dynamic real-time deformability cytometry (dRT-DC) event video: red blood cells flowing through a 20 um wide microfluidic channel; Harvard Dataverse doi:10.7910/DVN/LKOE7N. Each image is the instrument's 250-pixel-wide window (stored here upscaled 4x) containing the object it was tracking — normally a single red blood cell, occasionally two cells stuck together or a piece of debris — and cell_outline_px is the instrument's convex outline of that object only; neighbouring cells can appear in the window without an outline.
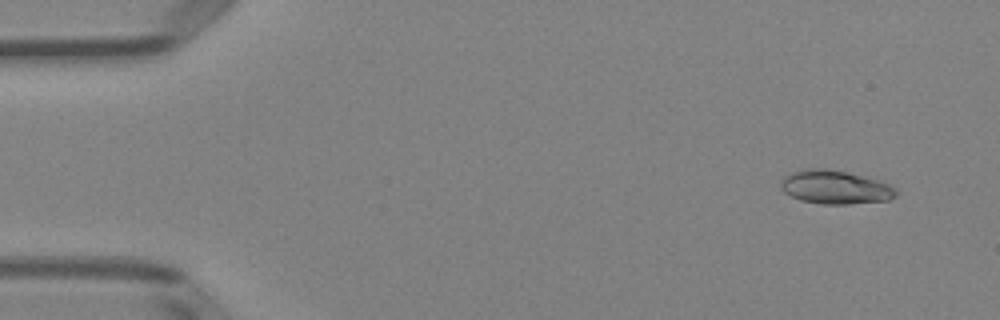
{"species": "Egyptian fruit bat (a non-hibernating species)", "species_latin": "Rousettus aegyptiacus", "temperature_condition": "room temperature", "stored_images_in_passage": 5, "camera_frame_rate_fps": 3000, "um_per_image_px": 0.085, "animal": {"sex": "female"}, "frame": {"image": 1, "passage_image": 1, "time_ms": 0.0, "image_size_px": [1000, 320], "cell_outline_px": [[896, 196], [888, 200], [848, 204], [824, 204], [800, 200], [784, 192], [780, 188], [780, 180], [784, 176], [792, 172], [808, 168], [824, 168], [848, 172], [880, 180], [892, 184], [896, 188]], "centroid_in_image_um": [71.0, 15.9], "position_along_channel_um": 14.0, "area_um2": 22.77}}
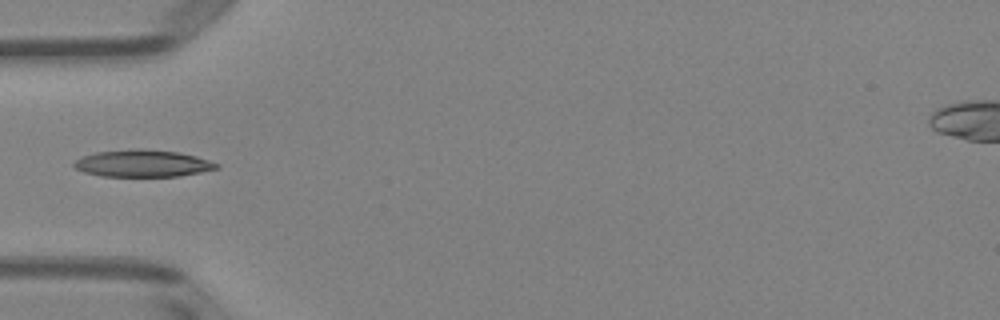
{"frame": {"image": 2, "passage_image": 4, "time_ms": 4.333, "image_size_px": [1000, 320], "cell_outline_px": [[220, 168], [180, 176], [100, 176], [84, 172], [76, 168], [72, 164], [80, 156], [96, 152], [140, 148], [144, 148], [180, 152], [196, 156], [220, 164]], "centroid_in_image_um": [12.13, 13.88], "position_along_channel_um": 72.9, "area_um2": 22.6}}
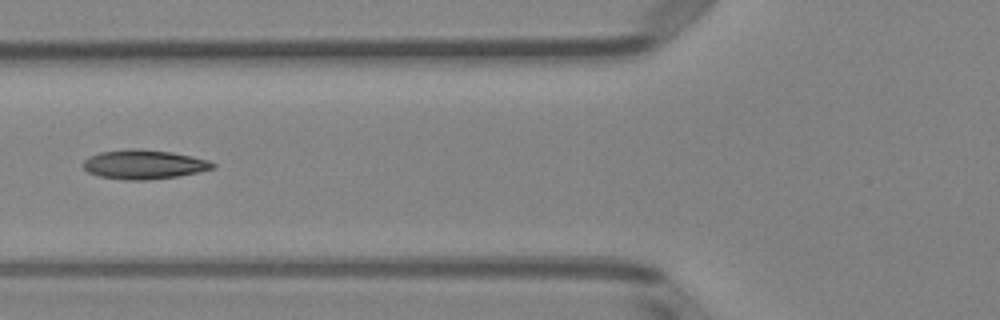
{"frame": {"image": 3, "passage_image": 5, "time_ms": 5.333, "image_size_px": [1000, 320], "cell_outline_px": [[216, 168], [176, 176], [148, 180], [124, 180], [100, 176], [88, 172], [84, 168], [84, 160], [88, 156], [100, 152], [132, 148], [136, 148], [172, 152], [192, 156], [208, 160], [216, 164]], "centroid_in_image_um": [12.23, 13.97], "position_along_channel_um": 113.6, "area_um2": 22.02}}